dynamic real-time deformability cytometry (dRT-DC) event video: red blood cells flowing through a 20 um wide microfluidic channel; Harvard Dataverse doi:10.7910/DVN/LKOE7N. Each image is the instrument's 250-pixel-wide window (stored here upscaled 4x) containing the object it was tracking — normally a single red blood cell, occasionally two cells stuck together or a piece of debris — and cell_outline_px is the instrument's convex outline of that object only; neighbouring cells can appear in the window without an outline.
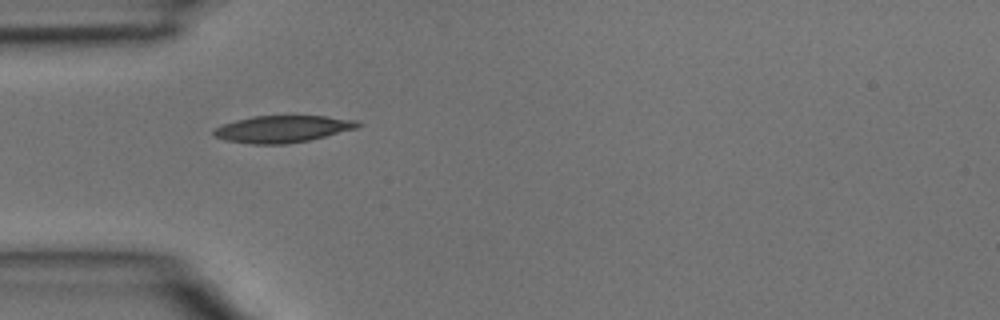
{"species": "common noctule bat (a hibernating species)", "species_latin": "Nyctalus noctula", "temperature_condition": "room temperature", "stored_images_in_passage": 4, "camera_frame_rate_fps": 3000, "um_per_image_px": 0.085, "animal": {"sex": "male", "body_mass_g": 15.6}, "frame": {"image": 1, "passage_image": 3, "time_ms": 0.667, "image_size_px": [1000, 320], "cell_outline_px": [[364, 124], [356, 128], [308, 140], [284, 144], [252, 144], [224, 140], [212, 136], [212, 132], [216, 128], [224, 124], [236, 120], [252, 116], [324, 116], [356, 120]], "centroid_in_image_um": [23.99, 10.96], "position_along_channel_um": 61.0, "area_um2": 22.43}}